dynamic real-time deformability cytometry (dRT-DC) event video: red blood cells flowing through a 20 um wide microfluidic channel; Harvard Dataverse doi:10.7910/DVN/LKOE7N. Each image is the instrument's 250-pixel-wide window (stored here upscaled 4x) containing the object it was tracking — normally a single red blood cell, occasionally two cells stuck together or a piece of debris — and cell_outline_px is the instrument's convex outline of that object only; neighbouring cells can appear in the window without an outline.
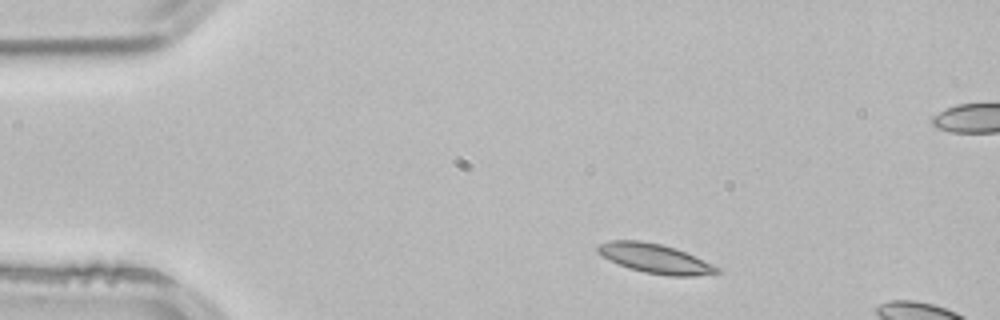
{"species": "common noctule bat (a hibernating species)", "species_latin": "Nyctalus noctula", "temperature_condition": "room temperature", "stored_images_in_passage": 3, "camera_frame_rate_fps": 3000, "um_per_image_px": 0.085, "animal": {"sex": "male", "body_mass_g": 21.5, "forearm_length_mm": 52.0}, "frame": {"image": 1, "passage_image": 1, "time_ms": 0.0, "image_size_px": [1000, 320], "cell_outline_px": [[720, 272], [696, 276], [668, 276], [644, 272], [628, 268], [596, 252], [596, 248], [600, 244], [608, 240], [640, 240], [660, 244], [676, 248], [720, 268]], "centroid_in_image_um": [55.67, 21.97], "position_along_channel_um": 29.3, "area_um2": 20.17}}